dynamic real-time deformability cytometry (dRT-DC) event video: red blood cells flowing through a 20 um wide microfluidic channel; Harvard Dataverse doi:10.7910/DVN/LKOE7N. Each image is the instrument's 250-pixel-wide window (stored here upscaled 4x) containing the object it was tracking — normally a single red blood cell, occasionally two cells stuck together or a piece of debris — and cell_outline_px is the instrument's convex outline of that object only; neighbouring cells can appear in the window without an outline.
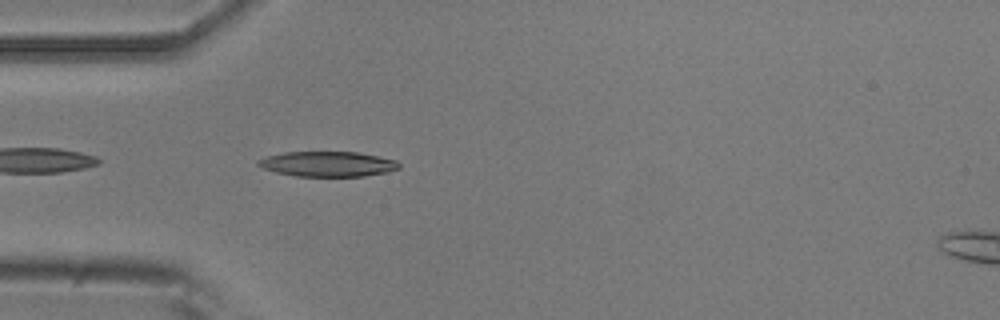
{"species": "common noctule bat (a hibernating species)", "species_latin": "Nyctalus noctula", "temperature_condition": "room temperature", "stored_images_in_passage": 34, "camera_frame_rate_fps": 3000, "um_per_image_px": 0.085, "animal": {"sex": "male", "body_mass_g": 20.5, "forearm_length_mm": 52.5}, "frame": {"image": 1, "passage_image": 2, "time_ms": 0.333, "image_size_px": [1000, 320], "cell_outline_px": [[400, 168], [388, 172], [364, 176], [296, 176], [276, 172], [264, 168], [256, 164], [256, 160], [268, 156], [284, 152], [360, 152], [396, 160], [400, 164]], "centroid_in_image_um": [27.88, 13.93], "position_along_channel_um": 57.1, "area_um2": 20.63}}
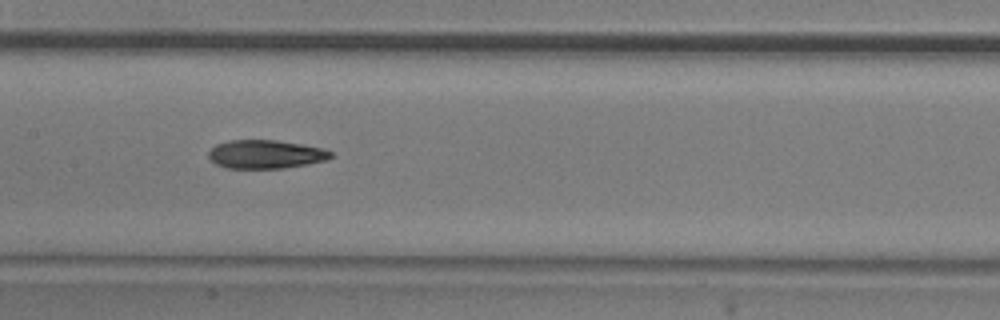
{"frame": {"image": 2, "passage_image": 12, "time_ms": 3.667, "image_size_px": [1000, 320], "cell_outline_px": [[332, 156], [328, 160], [284, 168], [228, 168], [216, 164], [208, 156], [208, 152], [216, 144], [228, 140], [276, 140], [324, 148], [332, 152]], "centroid_in_image_um": [22.58, 13.11], "position_along_channel_um": 184.8, "area_um2": 20.29}}
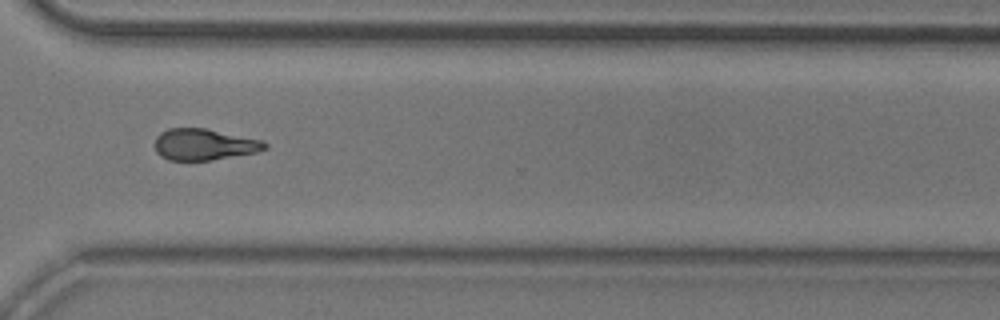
{"frame": {"image": 3, "passage_image": 25, "time_ms": 8.0, "image_size_px": [1000, 320], "cell_outline_px": [[268, 148], [256, 152], [212, 160], [168, 160], [160, 156], [156, 152], [156, 136], [160, 132], [168, 128], [204, 128], [264, 140], [268, 144]], "centroid_in_image_um": [17.36, 12.28], "position_along_channel_um": 353.2, "area_um2": 20.17}, "authors_computed_cell_mechanics": {"area_um2": 20.6346, "velocity_mm_per_s": 3.9054, "shape_relaxation_time_tau1_ms": 4.9119, "shape_relaxation_time_tau2_ms": 4.4018, "deformation_change_tau1": 0.171, "deformation_change_tau2": 0.1382}}